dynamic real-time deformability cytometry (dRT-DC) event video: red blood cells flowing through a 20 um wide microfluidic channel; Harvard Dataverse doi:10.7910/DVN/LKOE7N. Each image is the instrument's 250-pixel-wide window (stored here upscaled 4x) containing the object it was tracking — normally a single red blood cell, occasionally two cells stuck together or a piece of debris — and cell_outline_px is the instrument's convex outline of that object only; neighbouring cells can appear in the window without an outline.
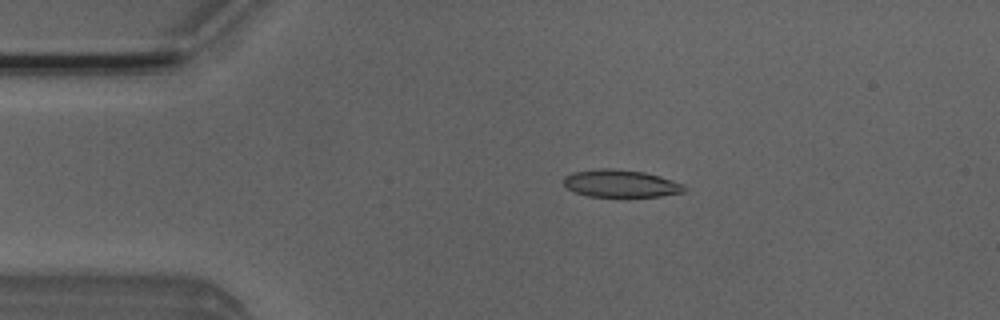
{"species": "Egyptian fruit bat (a non-hibernating species)", "species_latin": "Rousettus aegyptiacus", "temperature_condition": "room temperature", "stored_images_in_passage": 46, "camera_frame_rate_fps": 3000, "um_per_image_px": 0.085, "animal": {"sex": "male"}, "frame": {"image": 1, "passage_image": 5, "time_ms": 1.333, "image_size_px": [1000, 320], "cell_outline_px": [[688, 188], [684, 192], [660, 196], [628, 200], [588, 196], [576, 192], [568, 188], [564, 184], [564, 176], [572, 172], [600, 168], [612, 168], [644, 172], [660, 176], [684, 184]], "centroid_in_image_um": [52.8, 15.65], "position_along_channel_um": 32.2, "area_um2": 20.29}}
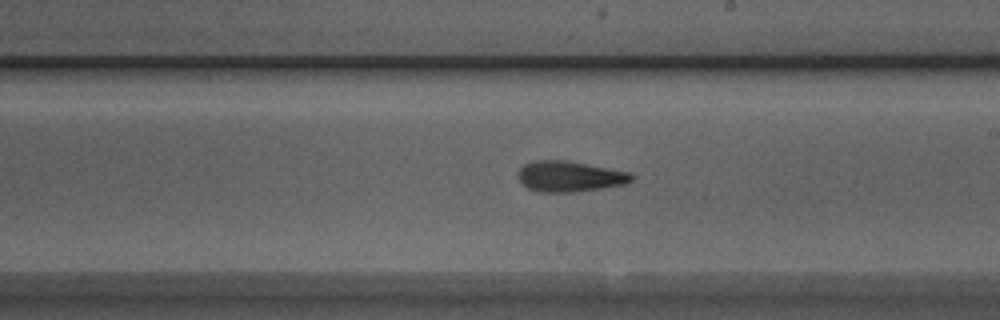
{"frame": {"image": 2, "passage_image": 24, "time_ms": 7.667, "image_size_px": [1000, 320], "cell_outline_px": [[636, 176], [632, 180], [624, 184], [600, 188], [572, 192], [536, 192], [528, 188], [516, 176], [516, 172], [524, 164], [532, 160], [568, 160], [632, 172]], "centroid_in_image_um": [48.41, 14.98], "position_along_channel_um": 240.6, "area_um2": 20.58}}
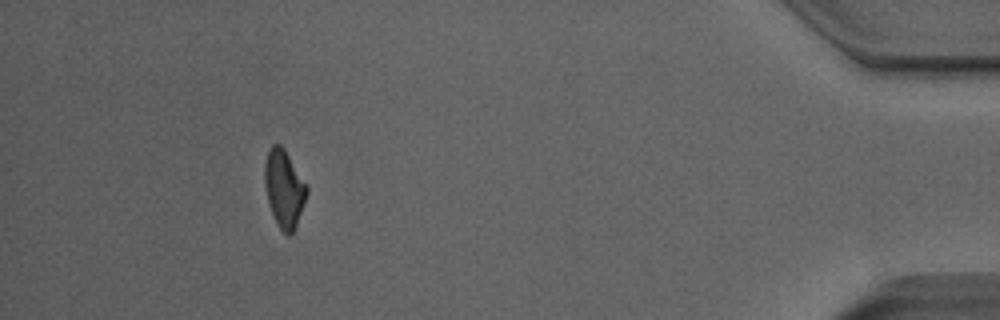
{"frame": {"image": 3, "passage_image": 42, "time_ms": 13.667, "image_size_px": [1000, 320], "cell_outline_px": [[308, 192], [296, 228], [288, 236], [276, 224], [268, 204], [264, 184], [264, 164], [268, 148], [272, 144], [280, 144], [284, 148], [308, 188]], "centroid_in_image_um": [24.12, 16.03], "position_along_channel_um": 411.1, "area_um2": 19.13}, "authors_computed_cell_mechanics": {"area_um2": 19.7676, "velocity_mm_per_s": 3.9401, "shape_relaxation_time_tau1_ms": 6.2029, "shape_relaxation_time_tau2_ms": 3.711, "deformation_change_tau1": 0.1554, "deformation_change_tau2": 0.129}}